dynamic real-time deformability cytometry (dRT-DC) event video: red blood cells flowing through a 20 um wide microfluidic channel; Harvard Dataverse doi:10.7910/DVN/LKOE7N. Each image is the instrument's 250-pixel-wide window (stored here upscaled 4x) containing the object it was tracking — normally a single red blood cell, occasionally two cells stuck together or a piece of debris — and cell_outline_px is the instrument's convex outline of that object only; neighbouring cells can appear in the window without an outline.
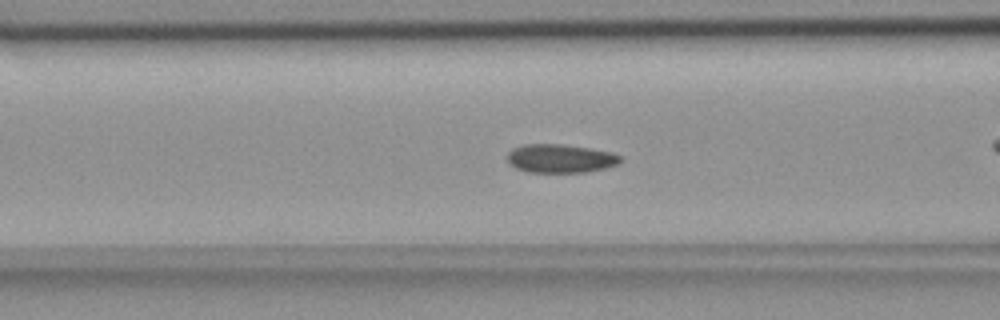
{"species": "common noctule bat (a hibernating species)", "species_latin": "Nyctalus noctula", "temperature_condition": "room temperature", "stored_images_in_passage": 56, "camera_frame_rate_fps": 3000, "um_per_image_px": 0.085, "animal": {"sex": "female", "body_mass_g": 18.4}, "frame": {"image": 1, "passage_image": 21, "time_ms": 6.667, "image_size_px": [1000, 320], "cell_outline_px": [[620, 160], [616, 164], [604, 168], [584, 172], [528, 172], [516, 168], [508, 160], [508, 152], [512, 148], [524, 144], [560, 144], [588, 148], [612, 152], [620, 156]], "centroid_in_image_um": [47.6, 13.46], "position_along_channel_um": 119.0, "area_um2": 18.55}}
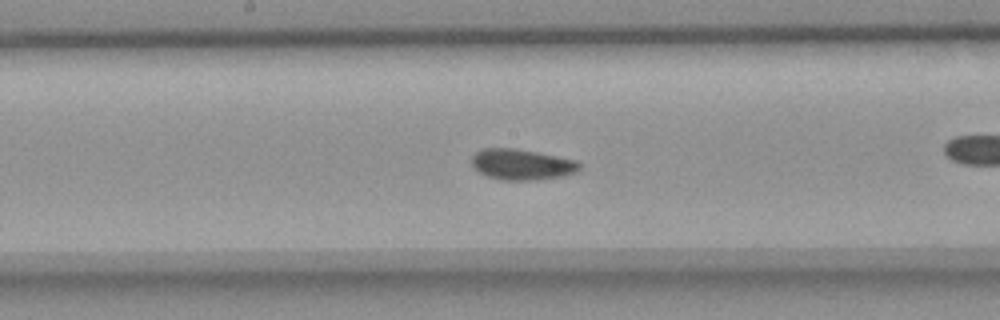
{"frame": {"image": 2, "passage_image": 28, "time_ms": 9.0, "image_size_px": [1000, 320], "cell_outline_px": [[580, 168], [576, 172], [564, 176], [536, 180], [500, 180], [488, 176], [480, 172], [472, 164], [472, 156], [476, 152], [484, 148], [516, 148], [576, 160], [580, 164]], "centroid_in_image_um": [44.36, 13.98], "position_along_channel_um": 203.8, "area_um2": 19.25}}
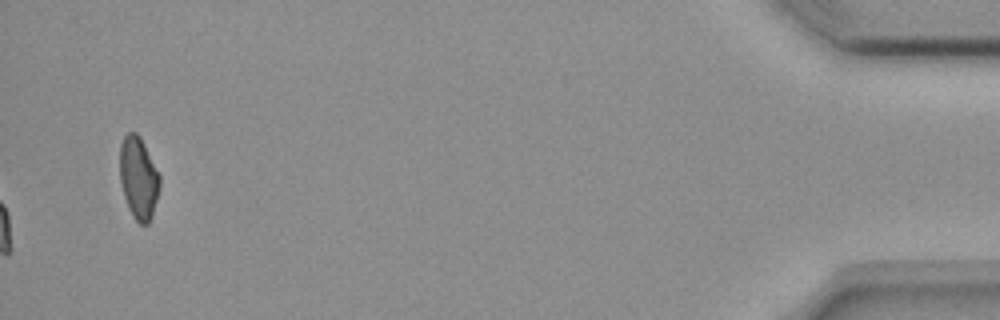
{"frame": {"image": 3, "passage_image": 56, "time_ms": 18.333, "image_size_px": [1000, 320], "cell_outline_px": [[160, 188], [152, 216], [148, 224], [140, 224], [136, 220], [128, 208], [124, 196], [120, 180], [120, 144], [124, 136], [128, 132], [136, 132], [140, 136], [160, 176]], "centroid_in_image_um": [11.77, 15.12], "position_along_channel_um": 423.4, "area_um2": 19.07}, "authors_computed_cell_mechanics": {"area_um2": 19.0162, "velocity_mm_per_s": 3.6523, "shape_relaxation_time_tau1_ms": 9.6021, "shape_relaxation_time_tau2_ms": 1.7735, "deformation_change_tau1": 0.1346, "deformation_change_tau2": 0.0516}}